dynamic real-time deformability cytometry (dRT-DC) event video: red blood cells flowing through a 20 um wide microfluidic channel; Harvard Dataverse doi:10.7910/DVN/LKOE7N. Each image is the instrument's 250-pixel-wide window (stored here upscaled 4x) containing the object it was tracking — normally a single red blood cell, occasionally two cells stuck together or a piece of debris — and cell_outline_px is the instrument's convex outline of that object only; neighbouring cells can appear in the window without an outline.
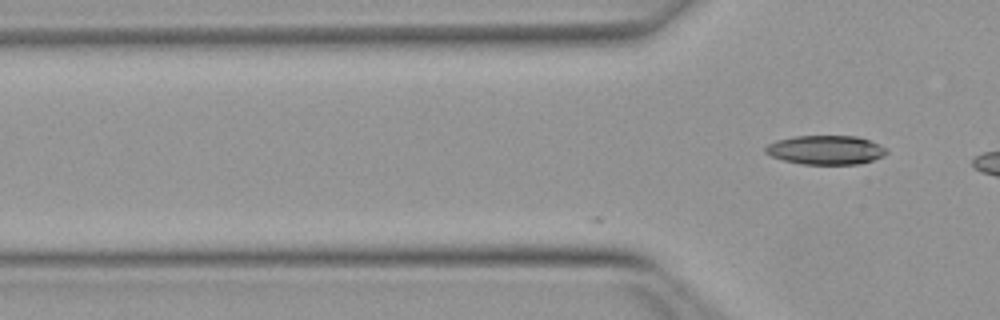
{"species": "Egyptian fruit bat (a non-hibernating species)", "species_latin": "Rousettus aegyptiacus", "temperature_condition": "warm", "stored_images_in_passage": 4, "camera_frame_rate_fps": 3000, "um_per_image_px": 0.085, "animal": {"sex": "female"}, "frame": {"image": 1, "passage_image": 4, "time_ms": 1.0, "image_size_px": [1000, 320], "cell_outline_px": [[888, 152], [884, 156], [872, 160], [856, 164], [800, 164], [784, 160], [772, 156], [764, 152], [764, 148], [768, 144], [776, 140], [796, 136], [856, 136], [868, 140], [888, 148]], "centroid_in_image_um": [70.18, 12.74], "position_along_channel_um": 55.6, "area_um2": 20.46}}